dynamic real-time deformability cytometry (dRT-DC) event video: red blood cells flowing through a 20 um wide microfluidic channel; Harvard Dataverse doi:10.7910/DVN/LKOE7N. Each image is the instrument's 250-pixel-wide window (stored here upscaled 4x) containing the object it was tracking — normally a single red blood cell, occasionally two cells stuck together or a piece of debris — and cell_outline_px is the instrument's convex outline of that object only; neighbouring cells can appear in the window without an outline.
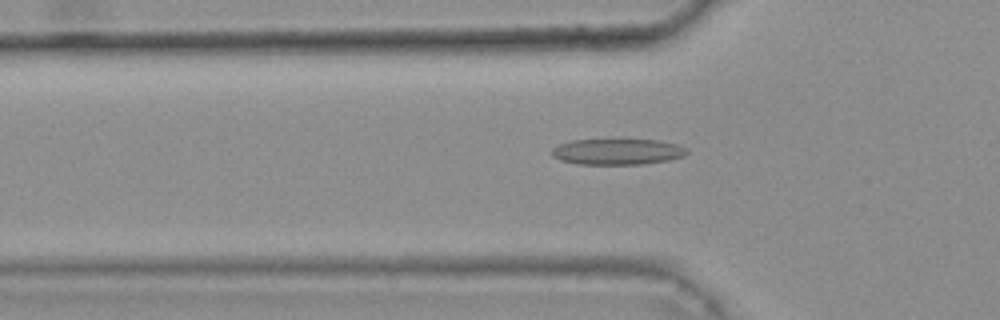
{"species": "common noctule bat (a hibernating species)", "species_latin": "Nyctalus noctula", "temperature_condition": "warm", "stored_images_in_passage": 32, "camera_frame_rate_fps": 3000, "um_per_image_px": 0.085, "animal": {"sex": "female", "body_mass_g": 25.1}, "frame": {"image": 1, "passage_image": 5, "time_ms": 1.333, "image_size_px": [1000, 320], "cell_outline_px": [[688, 152], [684, 156], [668, 160], [644, 164], [576, 164], [560, 160], [552, 156], [552, 148], [560, 144], [572, 140], [660, 140], [676, 144], [688, 148]], "centroid_in_image_um": [52.49, 12.9], "position_along_channel_um": 73.3, "area_um2": 20.4}}
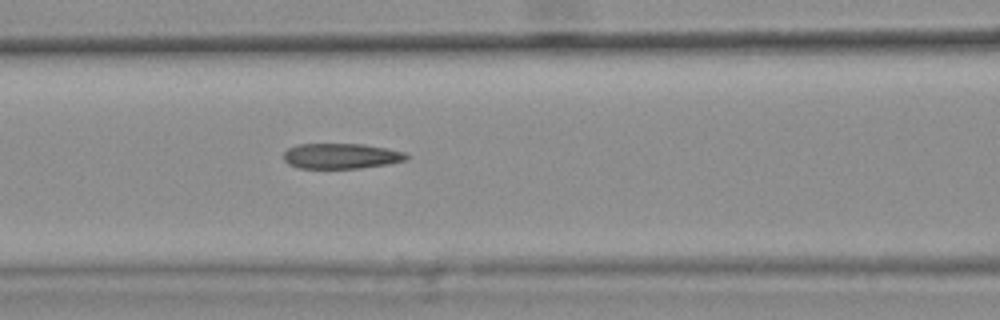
{"frame": {"image": 2, "passage_image": 10, "time_ms": 3.0, "image_size_px": [1000, 320], "cell_outline_px": [[408, 156], [404, 160], [388, 164], [360, 168], [300, 168], [288, 164], [284, 160], [284, 152], [288, 148], [296, 144], [364, 144], [404, 152]], "centroid_in_image_um": [28.95, 13.26], "position_along_channel_um": 137.7, "area_um2": 18.03}, "authors_computed_cell_mechanics": {"area_um2": 18.8139, "velocity_mm_per_s": 3.8305, "shape_relaxation_time_tau1_ms": null, "shape_relaxation_time_tau2_ms": 3.5817, "deformation_change_tau1": null, "deformation_change_tau2": 0.1545}}